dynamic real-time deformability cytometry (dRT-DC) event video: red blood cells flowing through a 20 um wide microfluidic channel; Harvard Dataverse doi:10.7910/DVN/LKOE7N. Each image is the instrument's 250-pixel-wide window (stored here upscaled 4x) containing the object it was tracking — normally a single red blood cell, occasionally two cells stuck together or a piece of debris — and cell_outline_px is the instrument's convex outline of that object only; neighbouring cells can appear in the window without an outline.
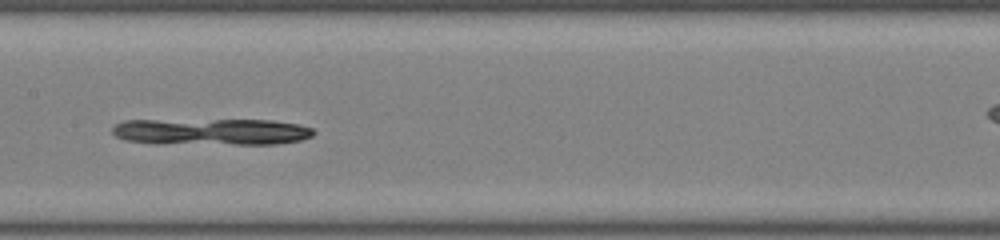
{"species": "common noctule bat (a hibernating species)", "species_latin": "Nyctalus noctula", "temperature_condition": "room temperature", "stored_images_in_passage": 40, "camera_frame_rate_fps": 3000, "um_per_image_px": 0.085, "animal": {"sex": "male", "body_mass_g": 19.0, "forearm_length_mm": 50.8}, "frame": {"image": 1, "passage_image": 23, "time_ms": 7.333, "image_size_px": [1000, 240], "cell_outline_px": [[316, 132], [312, 136], [300, 140], [276, 144], [152, 144], [124, 140], [116, 136], [112, 132], [112, 128], [116, 124], [124, 120], [272, 120], [300, 124], [312, 128]], "centroid_in_image_um": [17.95, 11.2], "position_along_channel_um": 189.5, "area_um2": 31.67}}
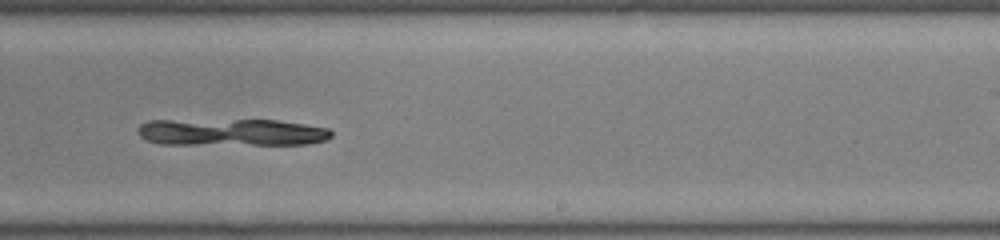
{"frame": {"image": 2, "passage_image": 29, "time_ms": 9.333, "image_size_px": [1000, 240], "cell_outline_px": [[332, 136], [328, 140], [308, 144], [160, 144], [144, 140], [140, 136], [136, 128], [140, 124], [148, 120], [276, 120], [304, 124], [328, 128], [332, 132]], "centroid_in_image_um": [19.66, 11.24], "position_along_channel_um": 269.3, "area_um2": 30.75}}